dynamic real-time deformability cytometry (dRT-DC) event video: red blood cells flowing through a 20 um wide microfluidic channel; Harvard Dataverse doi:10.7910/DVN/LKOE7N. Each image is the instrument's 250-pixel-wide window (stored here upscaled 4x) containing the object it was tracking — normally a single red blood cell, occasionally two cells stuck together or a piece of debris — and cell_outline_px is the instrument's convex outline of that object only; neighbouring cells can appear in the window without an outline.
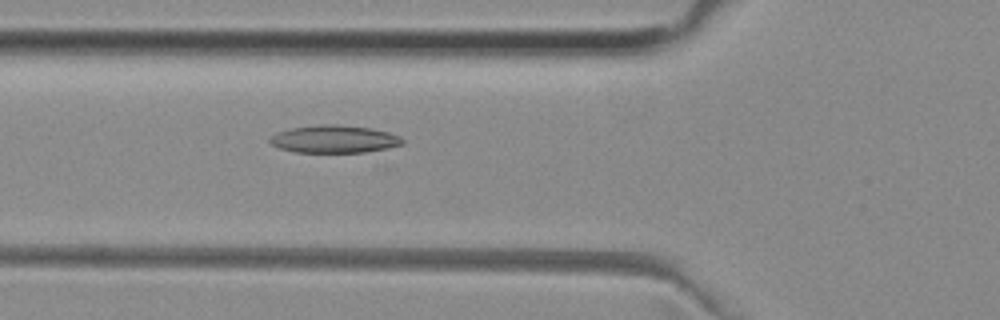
{"species": "common noctule bat (a hibernating species)", "species_latin": "Nyctalus noctula", "temperature_condition": "room temperature", "stored_images_in_passage": 6, "camera_frame_rate_fps": 3000, "um_per_image_px": 0.085, "animal": {"sex": "female", "body_mass_g": 29.2, "forearm_length_mm": 56.3}, "frame": {"image": 1, "passage_image": 6, "time_ms": 1.667, "image_size_px": [1000, 320], "cell_outline_px": [[404, 144], [388, 148], [364, 152], [296, 152], [280, 148], [272, 144], [268, 140], [276, 132], [292, 128], [324, 124], [336, 124], [372, 128], [388, 132], [400, 136], [404, 140]], "centroid_in_image_um": [28.44, 11.82], "position_along_channel_um": 97.4, "area_um2": 21.27}}